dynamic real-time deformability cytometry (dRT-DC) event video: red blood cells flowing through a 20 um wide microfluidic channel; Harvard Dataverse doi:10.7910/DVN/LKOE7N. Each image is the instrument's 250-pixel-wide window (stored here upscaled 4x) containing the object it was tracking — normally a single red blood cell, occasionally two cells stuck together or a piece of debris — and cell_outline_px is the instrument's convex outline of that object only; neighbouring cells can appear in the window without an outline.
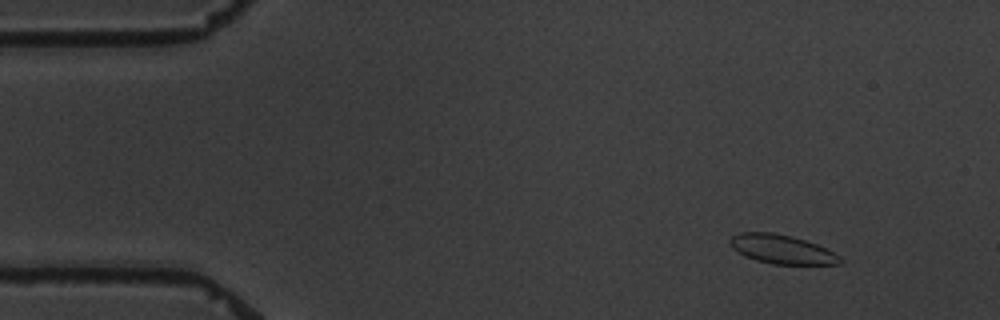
{"species": "common noctule bat (a hibernating species)", "species_latin": "Nyctalus noctula", "temperature_condition": "warm", "stored_images_in_passage": 4, "camera_frame_rate_fps": 3000, "um_per_image_px": 0.085, "animal": {"sex": "male", "body_mass_g": 19.5, "forearm_length_mm": 54.6}, "frame": {"image": 1, "passage_image": 1, "time_ms": 0.0, "image_size_px": [1000, 320], "cell_outline_px": [[844, 260], [840, 264], [772, 264], [756, 260], [744, 256], [732, 248], [728, 240], [732, 236], [740, 232], [772, 232], [792, 236], [816, 244], [840, 256]], "centroid_in_image_um": [66.42, 21.18], "position_along_channel_um": 18.6, "area_um2": 18.55}}
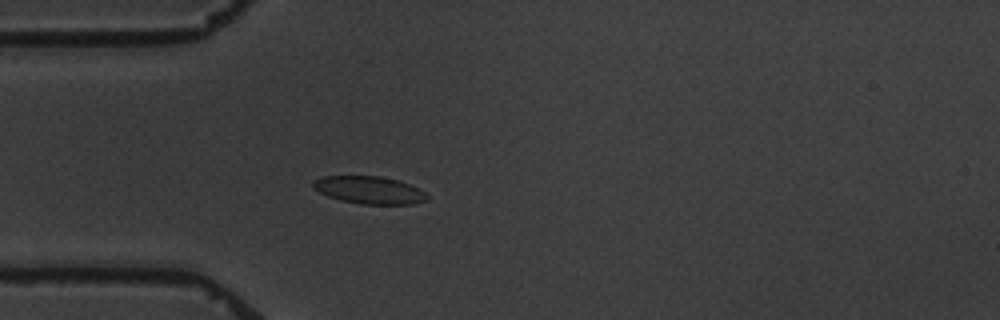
{"frame": {"image": 2, "passage_image": 4, "time_ms": 3.333, "image_size_px": [1000, 320], "cell_outline_px": [[428, 200], [412, 204], [360, 204], [340, 200], [328, 196], [312, 188], [312, 180], [320, 176], [380, 176], [396, 180], [408, 184], [424, 192], [428, 196]], "centroid_in_image_um": [31.33, 16.15], "position_along_channel_um": 53.7, "area_um2": 18.26}}